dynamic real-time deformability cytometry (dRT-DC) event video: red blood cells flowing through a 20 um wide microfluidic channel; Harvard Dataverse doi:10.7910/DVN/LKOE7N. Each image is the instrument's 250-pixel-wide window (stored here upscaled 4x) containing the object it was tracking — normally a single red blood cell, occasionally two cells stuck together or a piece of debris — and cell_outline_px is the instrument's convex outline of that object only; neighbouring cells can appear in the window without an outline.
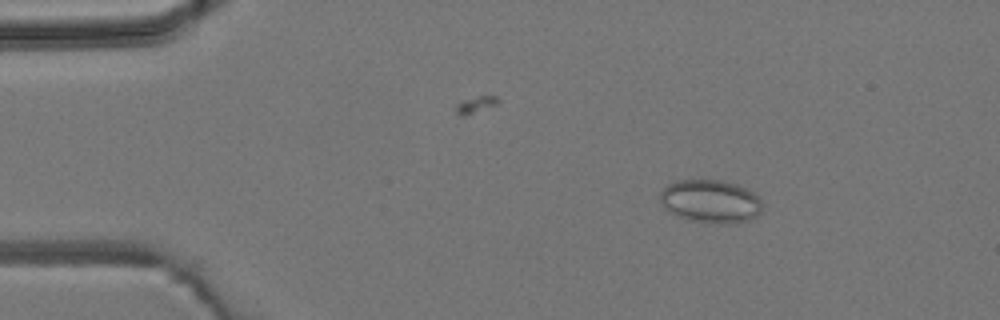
{"species": "common noctule bat (a hibernating species)", "species_latin": "Nyctalus noctula", "temperature_condition": "room temperature", "stored_images_in_passage": 3, "camera_frame_rate_fps": 3000, "um_per_image_px": 0.085, "animal": {"sex": "male", "body_mass_g": 19.2, "forearm_length_mm": 51.8}, "frame": {"image": 1, "passage_image": 1, "time_ms": 0.0, "image_size_px": [1000, 320], "cell_outline_px": [[764, 204], [760, 212], [756, 216], [748, 220], [736, 224], [688, 220], [664, 208], [660, 204], [660, 192], [668, 184], [676, 180], [720, 180], [736, 184], [748, 188]], "centroid_in_image_um": [60.4, 17.1], "position_along_channel_um": 24.6, "area_um2": 25.66}}